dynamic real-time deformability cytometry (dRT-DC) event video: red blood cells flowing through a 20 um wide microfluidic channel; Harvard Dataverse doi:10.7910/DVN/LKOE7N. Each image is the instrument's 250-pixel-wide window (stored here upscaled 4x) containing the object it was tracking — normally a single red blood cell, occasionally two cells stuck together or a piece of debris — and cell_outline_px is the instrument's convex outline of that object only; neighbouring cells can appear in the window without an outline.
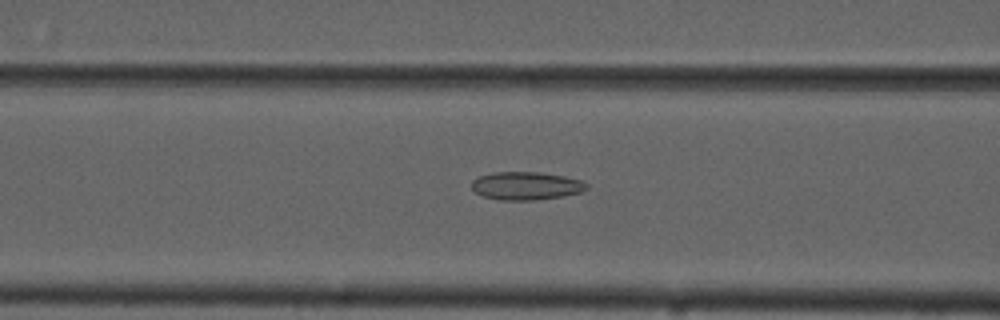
{"species": "common noctule bat (a hibernating species)", "species_latin": "Nyctalus noctula", "temperature_condition": "cold", "stored_images_in_passage": 33, "camera_frame_rate_fps": 3000, "um_per_image_px": 0.085, "animal": {"sex": "male", "forearm_length_mm": 52.5}, "frame": {"image": 1, "passage_image": 22, "time_ms": 7.0, "image_size_px": [1000, 320], "cell_outline_px": [[588, 188], [580, 192], [564, 196], [536, 200], [496, 200], [484, 196], [476, 192], [472, 188], [472, 180], [480, 176], [496, 172], [540, 172], [564, 176], [580, 180], [588, 184]], "centroid_in_image_um": [44.73, 15.8], "position_along_channel_um": 121.9, "area_um2": 18.79}}
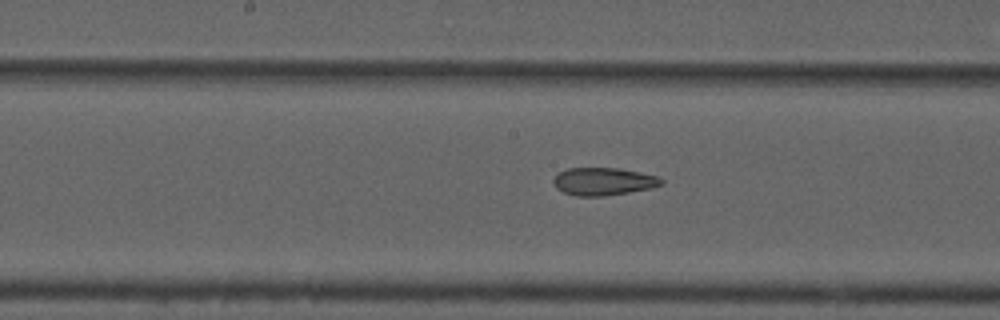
{"frame": {"image": 2, "passage_image": 28, "time_ms": 9.0, "image_size_px": [1000, 320], "cell_outline_px": [[664, 184], [652, 188], [604, 196], [576, 196], [564, 192], [556, 188], [552, 180], [560, 172], [568, 168], [616, 168], [660, 176], [664, 180]], "centroid_in_image_um": [51.32, 15.43], "position_along_channel_um": 196.9, "area_um2": 17.4}}
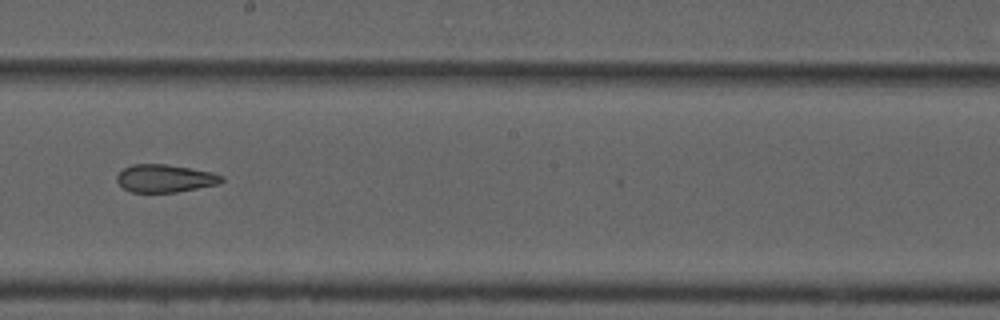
{"frame": {"image": 3, "passage_image": 31, "time_ms": 10.0, "image_size_px": [1000, 320], "cell_outline_px": [[224, 180], [220, 184], [176, 192], [132, 192], [124, 188], [116, 180], [116, 176], [124, 168], [132, 164], [164, 164], [212, 172], [224, 176]], "centroid_in_image_um": [14.04, 15.16], "position_along_channel_um": 234.2, "area_um2": 16.88}}